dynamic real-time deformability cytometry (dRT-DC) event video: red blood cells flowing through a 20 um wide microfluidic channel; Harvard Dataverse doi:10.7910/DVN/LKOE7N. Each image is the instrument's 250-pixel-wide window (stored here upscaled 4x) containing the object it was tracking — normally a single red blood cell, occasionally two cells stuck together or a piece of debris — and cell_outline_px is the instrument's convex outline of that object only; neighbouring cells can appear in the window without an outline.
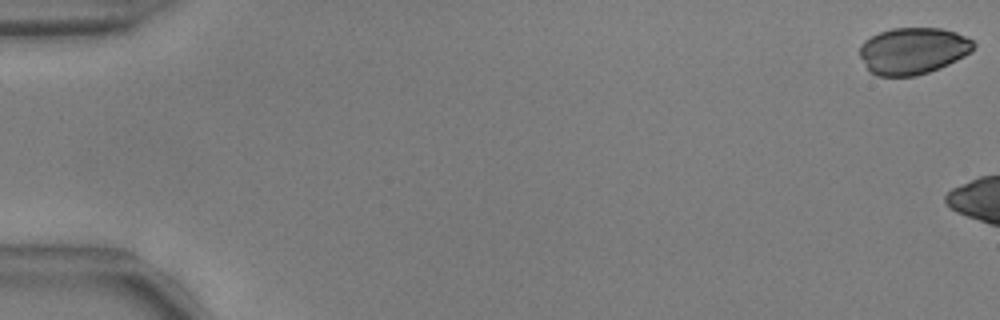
{"species": "common noctule bat (a hibernating species)", "species_latin": "Nyctalus noctula", "temperature_condition": "warm", "stored_images_in_passage": 7, "camera_frame_rate_fps": 3000, "um_per_image_px": 0.085, "animal": {"sex": "male", "body_mass_g": 17.9, "forearm_length_mm": 54.2}, "frame": {"image": 1, "passage_image": 1, "time_ms": 0.0, "image_size_px": [1000, 320], "cell_outline_px": [[976, 48], [972, 52], [940, 68], [916, 76], [876, 76], [868, 72], [860, 56], [860, 44], [864, 40], [880, 32], [892, 28], [940, 28], [956, 32], [972, 40], [976, 44]], "centroid_in_image_um": [77.59, 4.32], "position_along_channel_um": 7.4, "area_um2": 31.21}}